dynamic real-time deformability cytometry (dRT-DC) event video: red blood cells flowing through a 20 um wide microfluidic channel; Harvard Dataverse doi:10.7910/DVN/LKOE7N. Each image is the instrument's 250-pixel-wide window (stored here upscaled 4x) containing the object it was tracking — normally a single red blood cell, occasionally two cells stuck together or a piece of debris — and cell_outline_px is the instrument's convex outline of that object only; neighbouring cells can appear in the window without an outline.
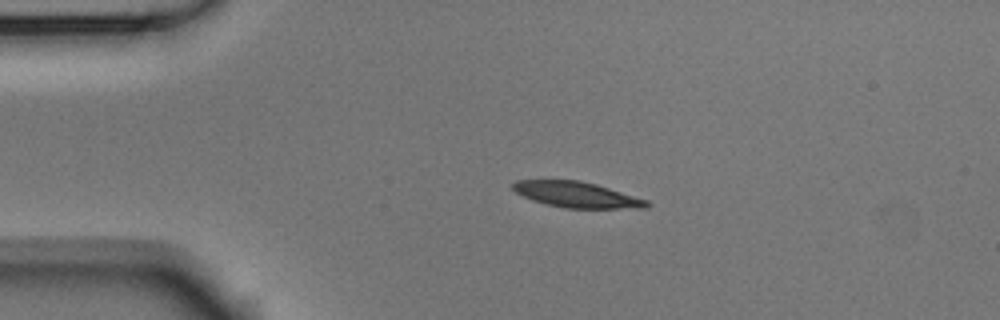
{"species": "Egyptian fruit bat (a non-hibernating species)", "species_latin": "Rousettus aegyptiacus", "temperature_condition": "room temperature", "stored_images_in_passage": 3, "camera_frame_rate_fps": 3000, "um_per_image_px": 0.085, "animal": {"sex": "male"}, "frame": {"image": 1, "passage_image": 2, "time_ms": 0.333, "image_size_px": [1000, 320], "cell_outline_px": [[652, 204], [648, 208], [564, 208], [532, 200], [516, 192], [512, 188], [512, 184], [516, 180], [580, 180], [596, 184], [648, 200]], "centroid_in_image_um": [49.05, 16.55], "position_along_channel_um": 35.9, "area_um2": 20.0}}